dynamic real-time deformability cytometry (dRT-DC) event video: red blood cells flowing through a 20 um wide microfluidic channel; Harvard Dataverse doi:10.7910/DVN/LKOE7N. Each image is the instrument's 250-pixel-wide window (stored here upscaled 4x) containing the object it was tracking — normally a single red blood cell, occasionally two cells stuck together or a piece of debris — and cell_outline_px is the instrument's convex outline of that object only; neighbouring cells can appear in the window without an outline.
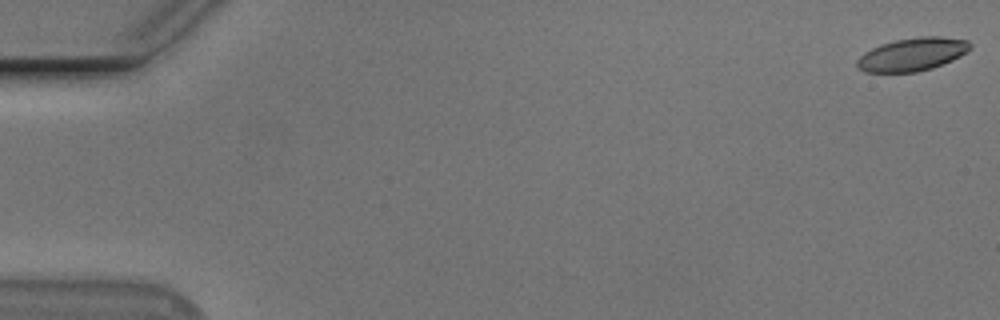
{"species": "Egyptian fruit bat (a non-hibernating species)", "species_latin": "Rousettus aegyptiacus", "temperature_condition": "cold", "stored_images_in_passage": 8, "camera_frame_rate_fps": 3000, "um_per_image_px": 0.085, "animal": {"sex": "male"}, "frame": {"image": 1, "passage_image": 1, "time_ms": 0.0, "image_size_px": [1000, 320], "cell_outline_px": [[972, 48], [968, 52], [952, 60], [932, 68], [916, 72], [864, 72], [856, 68], [856, 60], [864, 52], [880, 44], [896, 40], [920, 36], [940, 36], [968, 40], [972, 44]], "centroid_in_image_um": [77.55, 4.62], "position_along_channel_um": 7.4, "area_um2": 22.02}}